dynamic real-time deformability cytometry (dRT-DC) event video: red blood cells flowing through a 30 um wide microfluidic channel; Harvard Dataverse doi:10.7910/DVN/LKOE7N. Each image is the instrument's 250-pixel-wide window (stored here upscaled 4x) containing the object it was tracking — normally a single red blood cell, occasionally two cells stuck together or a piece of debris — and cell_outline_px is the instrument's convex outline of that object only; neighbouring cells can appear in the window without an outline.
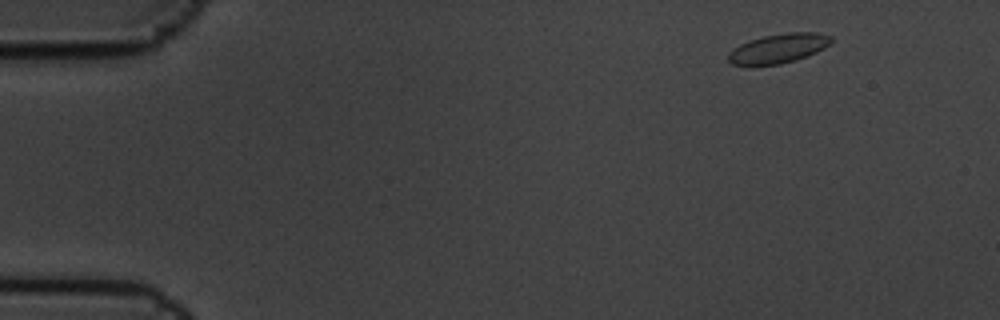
{"species": "common noctule bat (a hibernating species)", "species_latin": "Nyctalus noctula", "temperature_condition": "cold", "stored_images_in_passage": 7, "camera_frame_rate_fps": 3000, "um_per_image_px": 0.085, "animal": {"sex": "male", "body_mass_g": 19.5, "forearm_length_mm": 54.6}, "frame": {"image": 1, "passage_image": 1, "time_ms": 0.0, "image_size_px": [1000, 320], "cell_outline_px": [[832, 40], [824, 48], [808, 56], [796, 60], [780, 64], [732, 64], [728, 60], [728, 52], [740, 44], [748, 40], [764, 36], [788, 32], [816, 32], [832, 36]], "centroid_in_image_um": [66.19, 4.1], "position_along_channel_um": 18.8, "area_um2": 17.46}}
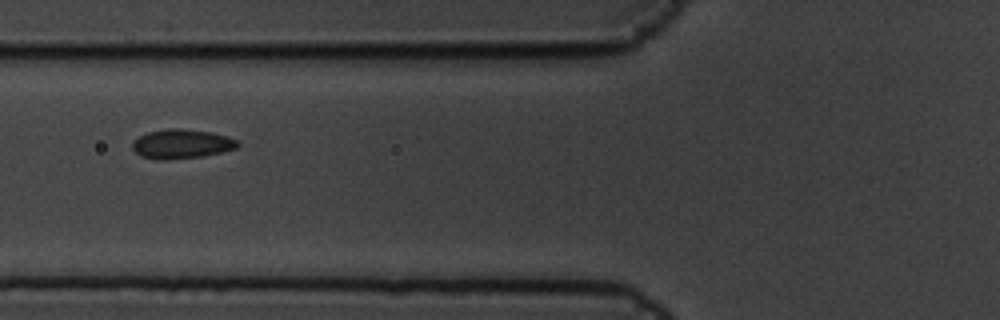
{"frame": {"image": 2, "passage_image": 6, "time_ms": 1.667, "image_size_px": [1000, 320], "cell_outline_px": [[240, 144], [236, 148], [204, 156], [164, 160], [140, 156], [132, 148], [132, 140], [148, 132], [168, 128], [180, 128], [212, 132], [228, 136], [236, 140]], "centroid_in_image_um": [15.43, 12.22], "position_along_channel_um": 110.4, "area_um2": 17.98}}
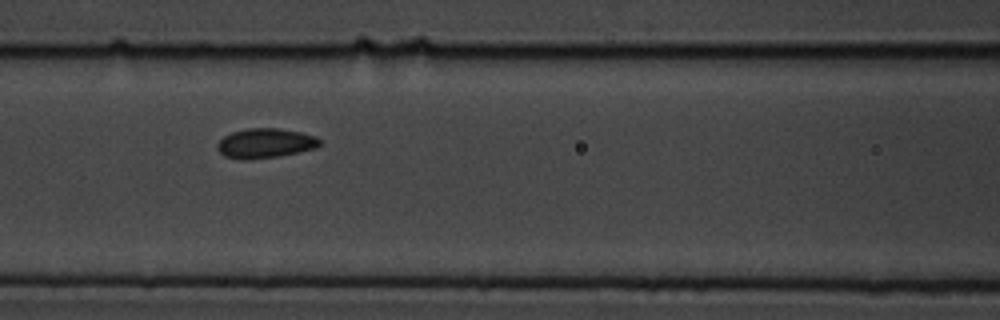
{"frame": {"image": 3, "passage_image": 7, "time_ms": 2.0, "image_size_px": [1000, 320], "cell_outline_px": [[320, 144], [316, 148], [280, 156], [244, 160], [224, 156], [216, 148], [216, 144], [224, 136], [232, 132], [248, 128], [280, 128], [300, 132], [316, 136], [320, 140]], "centroid_in_image_um": [22.54, 12.17], "position_along_channel_um": 144.1, "area_um2": 17.74}}